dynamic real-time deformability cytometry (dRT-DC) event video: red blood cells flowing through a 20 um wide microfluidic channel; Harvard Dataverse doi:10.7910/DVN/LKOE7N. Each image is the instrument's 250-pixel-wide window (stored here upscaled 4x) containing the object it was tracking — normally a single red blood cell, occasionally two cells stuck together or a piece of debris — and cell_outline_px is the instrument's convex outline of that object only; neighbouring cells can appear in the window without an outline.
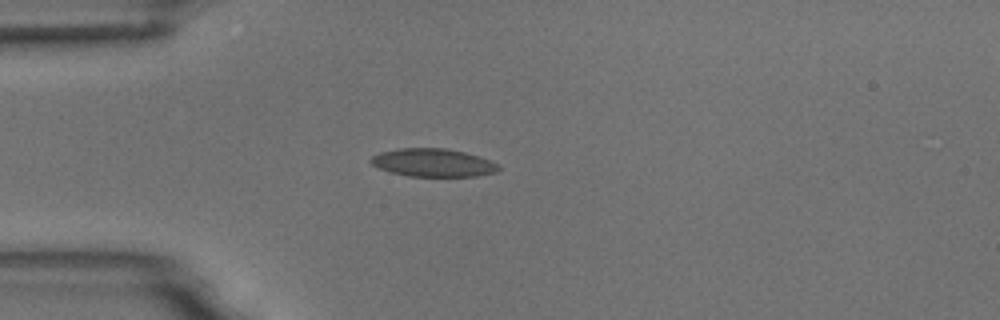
{"species": "common noctule bat (a hibernating species)", "species_latin": "Nyctalus noctula", "temperature_condition": "room temperature", "stored_images_in_passage": 6, "camera_frame_rate_fps": 3000, "um_per_image_px": 0.085, "animal": {"sex": "male", "body_mass_g": 18.8}, "frame": {"image": 1, "passage_image": 5, "time_ms": 5.667, "image_size_px": [1000, 320], "cell_outline_px": [[500, 168], [496, 172], [476, 176], [408, 176], [392, 172], [380, 168], [372, 164], [368, 160], [372, 156], [380, 152], [400, 148], [444, 148], [464, 152], [500, 164]], "centroid_in_image_um": [36.8, 13.83], "position_along_channel_um": 48.2, "area_um2": 20.69}}